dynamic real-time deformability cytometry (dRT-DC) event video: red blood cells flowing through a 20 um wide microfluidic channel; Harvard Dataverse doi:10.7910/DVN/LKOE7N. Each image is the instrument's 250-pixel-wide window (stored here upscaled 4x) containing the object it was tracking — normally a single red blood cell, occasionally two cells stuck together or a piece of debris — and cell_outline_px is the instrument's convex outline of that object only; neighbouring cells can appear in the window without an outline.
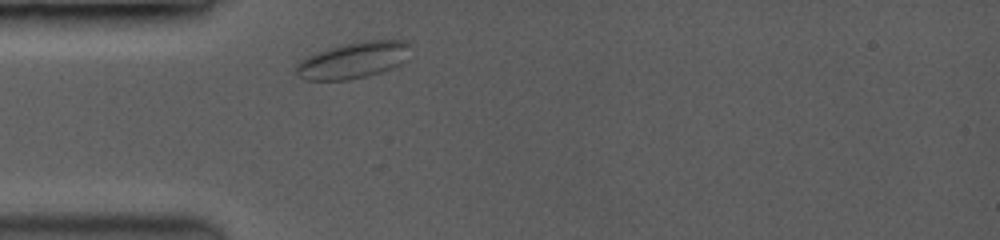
{"species": "common noctule bat (a hibernating species)", "species_latin": "Nyctalus noctula", "temperature_condition": "room temperature", "stored_images_in_passage": 1, "camera_frame_rate_fps": 3500, "um_per_image_px": 0.085, "animal": {"sex": "female", "body_mass_g": 19.0, "forearm_length_mm": 53.3}, "frame": {"image": 1, "passage_image": 1, "time_ms": 0.0, "image_size_px": [1000, 240], "cell_outline_px": [[408, 44], [396, 64], [380, 72], [348, 80], [308, 80], [300, 76], [296, 72], [296, 64], [308, 56], [316, 52], [352, 40], [408, 40]], "centroid_in_image_um": [29.89, 5.09], "position_along_channel_um": 55.1, "area_um2": 23.41}}